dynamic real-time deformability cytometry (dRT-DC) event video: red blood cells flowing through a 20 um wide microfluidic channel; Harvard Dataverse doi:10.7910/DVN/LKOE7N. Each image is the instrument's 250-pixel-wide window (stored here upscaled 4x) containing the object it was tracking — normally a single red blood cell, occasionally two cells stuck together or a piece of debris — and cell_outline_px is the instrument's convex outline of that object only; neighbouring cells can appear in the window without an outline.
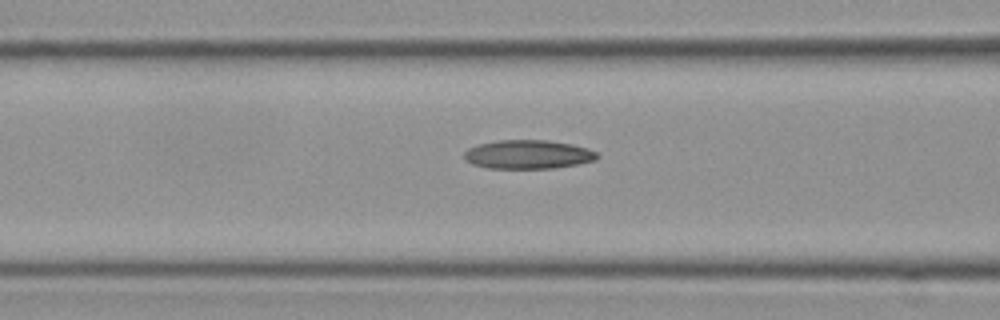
{"species": "Egyptian fruit bat (a non-hibernating species)", "species_latin": "Rousettus aegyptiacus", "temperature_condition": "cold", "stored_images_in_passage": 7, "camera_frame_rate_fps": 3000, "um_per_image_px": 0.085, "frame": {"image": 1, "passage_image": 5, "time_ms": 1.333, "image_size_px": [1000, 320], "cell_outline_px": [[600, 156], [596, 160], [576, 164], [552, 168], [488, 168], [472, 164], [464, 160], [464, 152], [468, 148], [476, 144], [496, 140], [548, 140], [572, 144], [588, 148], [596, 152]], "centroid_in_image_um": [44.85, 13.12], "position_along_channel_um": 121.7, "area_um2": 22.48}}